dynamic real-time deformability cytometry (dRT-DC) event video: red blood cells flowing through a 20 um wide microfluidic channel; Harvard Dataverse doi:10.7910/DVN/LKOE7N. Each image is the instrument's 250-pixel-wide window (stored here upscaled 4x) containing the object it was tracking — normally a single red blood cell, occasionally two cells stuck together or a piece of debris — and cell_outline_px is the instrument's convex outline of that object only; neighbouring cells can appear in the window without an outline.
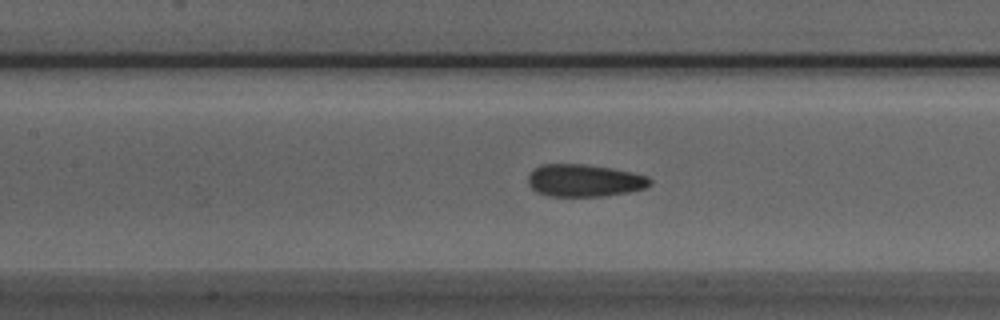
{"species": "Egyptian fruit bat (a non-hibernating species)", "species_latin": "Rousettus aegyptiacus", "temperature_condition": "room temperature", "stored_images_in_passage": 44, "camera_frame_rate_fps": 3000, "um_per_image_px": 0.085, "animal": {"sex": "male"}, "frame": {"image": 1, "passage_image": 14, "time_ms": 4.333, "image_size_px": [1000, 320], "cell_outline_px": [[652, 184], [644, 188], [628, 192], [600, 196], [548, 196], [536, 192], [528, 184], [528, 176], [532, 168], [540, 164], [584, 164], [612, 168], [632, 172], [648, 176], [652, 180]], "centroid_in_image_um": [49.64, 15.33], "position_along_channel_um": 157.8, "area_um2": 23.18}}
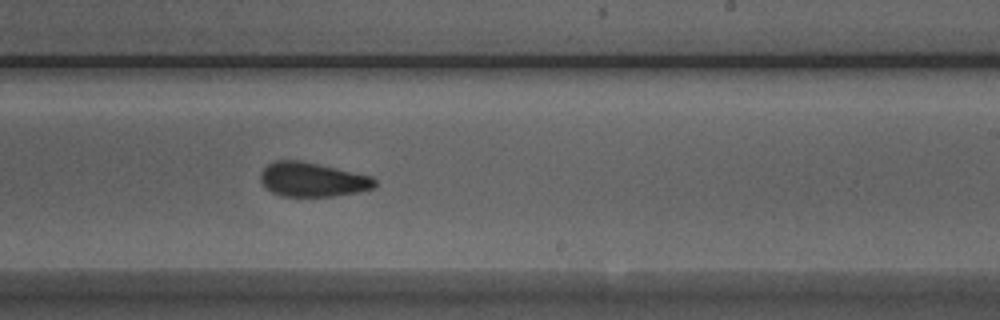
{"frame": {"image": 2, "passage_image": 22, "time_ms": 7.0, "image_size_px": [1000, 320], "cell_outline_px": [[376, 188], [356, 192], [332, 196], [280, 196], [264, 188], [260, 180], [260, 172], [268, 164], [276, 160], [300, 160], [372, 176], [376, 180]], "centroid_in_image_um": [26.53, 15.26], "position_along_channel_um": 262.5, "area_um2": 22.89}}
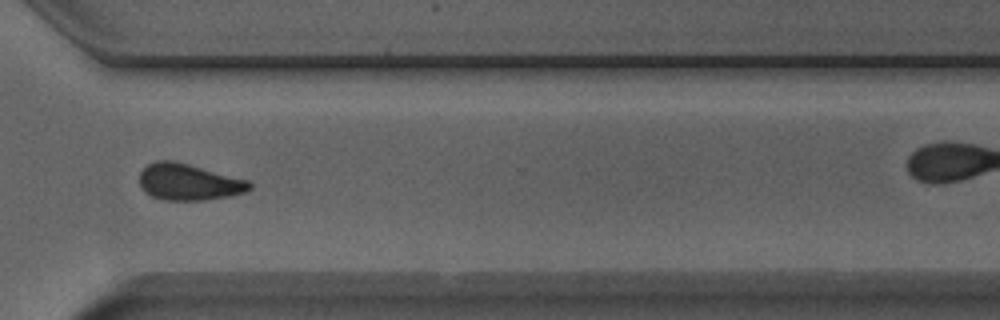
{"frame": {"image": 3, "passage_image": 29, "time_ms": 9.333, "image_size_px": [1000, 320], "cell_outline_px": [[252, 188], [244, 192], [228, 196], [204, 200], [164, 200], [152, 196], [144, 192], [140, 184], [140, 172], [148, 164], [156, 160], [172, 160], [188, 164], [248, 180], [252, 184]], "centroid_in_image_um": [16.02, 15.47], "position_along_channel_um": 354.6, "area_um2": 23.24}, "authors_computed_cell_mechanics": {"area_um2": 23.2356, "velocity_mm_per_s": 3.9442, "shape_relaxation_time_tau1_ms": 5.3286, "shape_relaxation_time_tau2_ms": 1.7679, "deformation_change_tau1": 0.1369, "deformation_change_tau2": 0.0847}}